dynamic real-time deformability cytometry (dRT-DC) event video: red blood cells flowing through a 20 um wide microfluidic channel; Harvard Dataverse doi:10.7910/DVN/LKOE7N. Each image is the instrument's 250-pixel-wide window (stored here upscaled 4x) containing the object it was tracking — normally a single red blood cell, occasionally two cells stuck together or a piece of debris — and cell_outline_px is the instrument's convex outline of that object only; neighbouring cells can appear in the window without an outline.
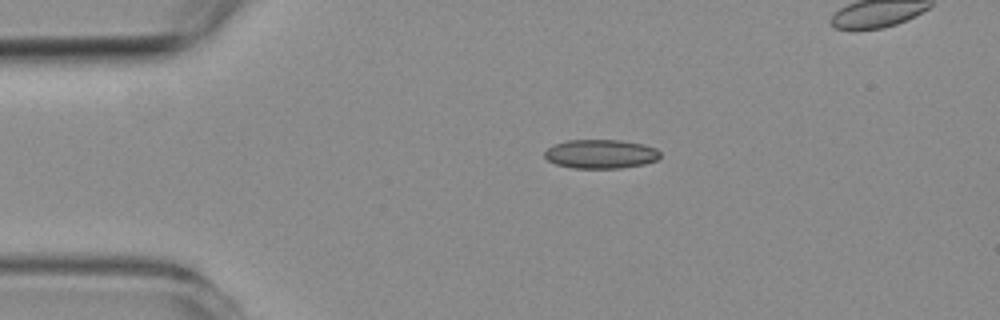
{"species": "common noctule bat (a hibernating species)", "species_latin": "Nyctalus noctula", "temperature_condition": "room temperature", "stored_images_in_passage": 6, "camera_frame_rate_fps": 3000, "um_per_image_px": 0.085, "animal": {"sex": "female", "body_mass_g": 19.3, "forearm_length_mm": 54.1}, "frame": {"image": 1, "passage_image": 1, "time_ms": 0.0, "image_size_px": [1000, 320], "cell_outline_px": [[660, 156], [656, 160], [644, 164], [620, 168], [572, 168], [556, 164], [548, 160], [544, 156], [544, 152], [552, 144], [568, 140], [620, 140], [644, 144], [656, 148], [660, 152]], "centroid_in_image_um": [51.05, 13.08], "position_along_channel_um": 34.0, "area_um2": 19.59}}
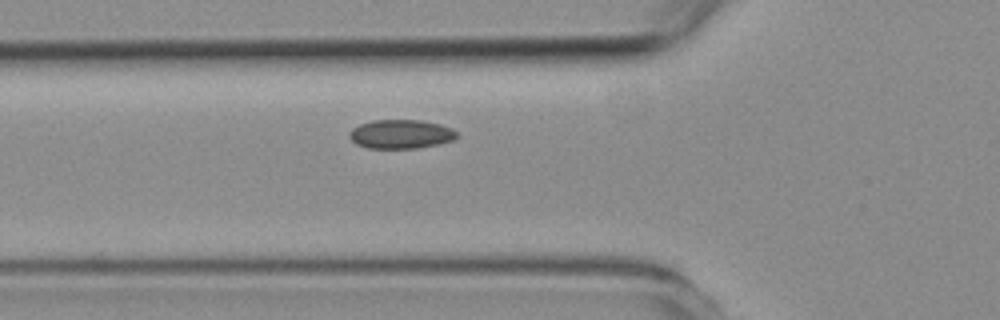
{"frame": {"image": 2, "passage_image": 6, "time_ms": 5.667, "image_size_px": [1000, 320], "cell_outline_px": [[460, 136], [452, 140], [440, 144], [416, 148], [368, 148], [356, 144], [348, 136], [348, 132], [352, 128], [360, 124], [372, 120], [420, 120], [440, 124], [452, 128]], "centroid_in_image_um": [34.07, 11.4], "position_along_channel_um": 91.7, "area_um2": 18.26}}